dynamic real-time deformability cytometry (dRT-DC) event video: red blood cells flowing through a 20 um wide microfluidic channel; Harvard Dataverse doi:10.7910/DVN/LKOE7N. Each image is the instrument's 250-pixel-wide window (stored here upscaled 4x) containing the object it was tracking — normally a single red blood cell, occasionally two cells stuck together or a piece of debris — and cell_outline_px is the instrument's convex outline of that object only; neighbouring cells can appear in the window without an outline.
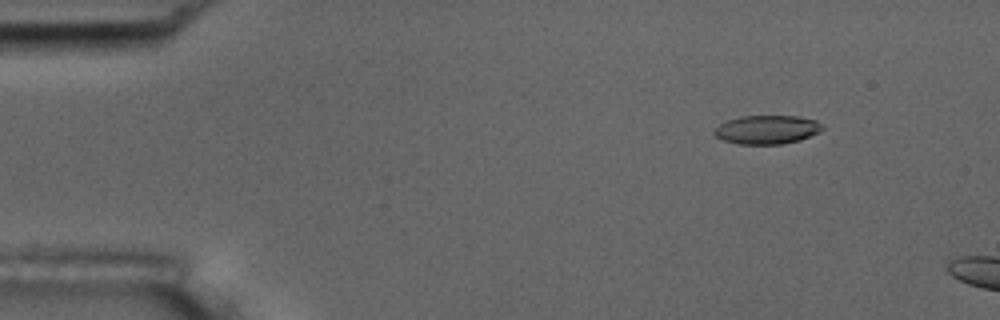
{"species": "common noctule bat (a hibernating species)", "species_latin": "Nyctalus noctula", "temperature_condition": "room temperature", "stored_images_in_passage": 4, "camera_frame_rate_fps": 3000, "um_per_image_px": 0.085, "animal": {"sex": "male", "body_mass_g": 17.5, "forearm_length_mm": 52.3}, "frame": {"image": 1, "passage_image": 2, "time_ms": 1.333, "image_size_px": [1000, 320], "cell_outline_px": [[824, 128], [820, 132], [800, 140], [780, 144], [736, 144], [724, 140], [716, 136], [712, 132], [720, 124], [728, 120], [740, 116], [796, 116], [816, 120]], "centroid_in_image_um": [65.19, 11.02], "position_along_channel_um": 19.8, "area_um2": 18.03}}